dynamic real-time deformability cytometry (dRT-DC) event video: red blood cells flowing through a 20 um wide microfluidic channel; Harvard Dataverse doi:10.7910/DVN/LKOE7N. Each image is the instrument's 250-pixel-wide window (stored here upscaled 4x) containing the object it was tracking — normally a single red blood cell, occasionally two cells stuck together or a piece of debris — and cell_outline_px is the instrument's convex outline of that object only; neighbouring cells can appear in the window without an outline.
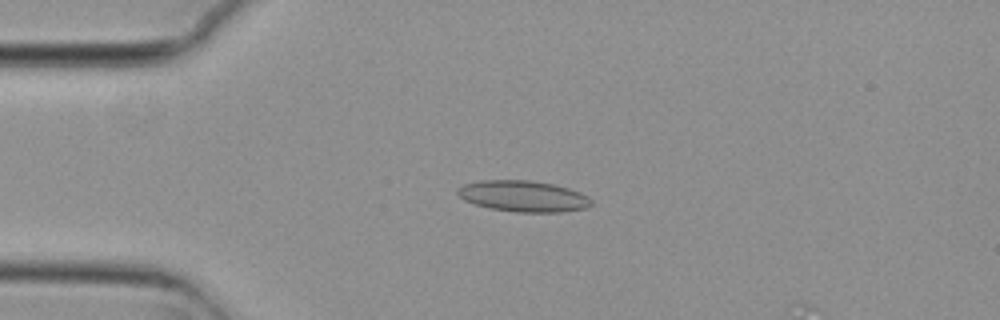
{"species": "common noctule bat (a hibernating species)", "species_latin": "Nyctalus noctula", "temperature_condition": "cold", "stored_images_in_passage": 5, "camera_frame_rate_fps": 3000, "um_per_image_px": 0.085, "animal": {"sex": "female", "body_mass_g": 29.2, "forearm_length_mm": 56.3}, "frame": {"image": 1, "passage_image": 4, "time_ms": 1.0, "image_size_px": [1000, 320], "cell_outline_px": [[592, 204], [584, 208], [564, 212], [516, 212], [488, 208], [464, 200], [456, 192], [456, 188], [460, 184], [480, 180], [532, 180], [552, 184], [568, 188], [580, 192], [588, 196], [592, 200]], "centroid_in_image_um": [44.44, 16.67], "position_along_channel_um": 40.6, "area_um2": 24.45}}